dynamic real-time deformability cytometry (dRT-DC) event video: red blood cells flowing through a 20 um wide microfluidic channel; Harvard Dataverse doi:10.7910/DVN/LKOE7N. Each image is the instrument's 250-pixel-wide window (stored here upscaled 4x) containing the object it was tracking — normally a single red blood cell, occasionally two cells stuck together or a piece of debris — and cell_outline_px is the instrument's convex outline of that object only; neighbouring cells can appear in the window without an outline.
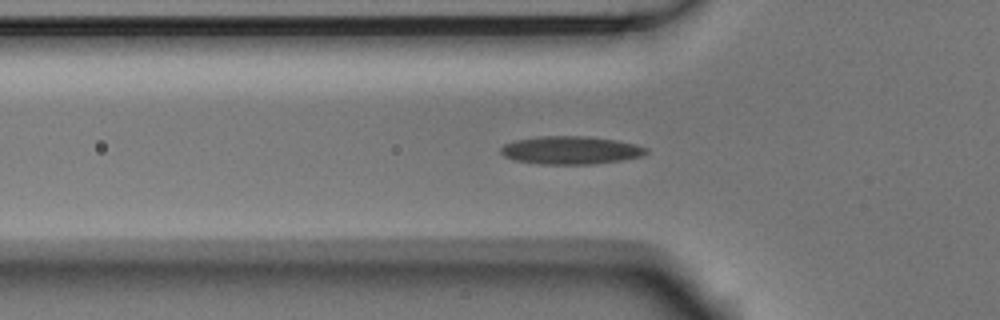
{"species": "Egyptian fruit bat (a non-hibernating species)", "species_latin": "Rousettus aegyptiacus", "temperature_condition": "room temperature", "stored_images_in_passage": 49, "camera_frame_rate_fps": 3000, "um_per_image_px": 0.085, "animal": {"sex": "male"}, "frame": {"image": 1, "passage_image": 12, "time_ms": 3.667, "image_size_px": [1000, 320], "cell_outline_px": [[648, 152], [640, 156], [620, 160], [592, 164], [540, 164], [516, 160], [504, 156], [500, 152], [500, 148], [504, 144], [516, 140], [540, 136], [588, 136], [616, 140], [636, 144], [648, 148]], "centroid_in_image_um": [48.5, 12.76], "position_along_channel_um": 77.3, "area_um2": 23.64}}
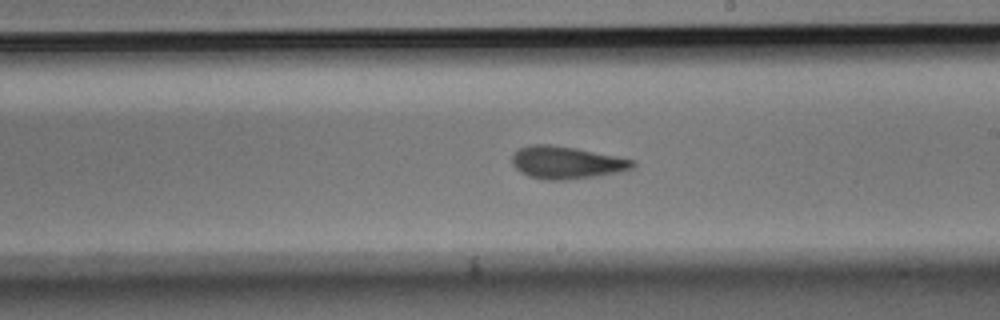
{"frame": {"image": 2, "passage_image": 25, "time_ms": 8.0, "image_size_px": [1000, 320], "cell_outline_px": [[636, 164], [632, 168], [620, 172], [596, 176], [564, 180], [544, 180], [528, 176], [520, 172], [512, 164], [512, 156], [520, 148], [532, 144], [548, 144], [576, 148], [636, 160]], "centroid_in_image_um": [48.16, 13.82], "position_along_channel_um": 240.8, "area_um2": 22.83}}
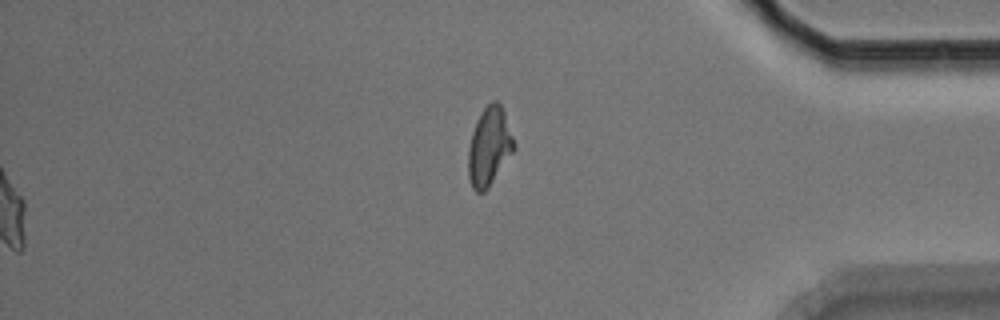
{"frame": {"image": 3, "passage_image": 49, "time_ms": 16.0, "image_size_px": [1000, 320], "cell_outline_px": [[516, 148], [488, 188], [484, 192], [476, 192], [472, 188], [468, 176], [468, 148], [472, 132], [476, 120], [484, 108], [492, 100], [496, 100], [500, 104], [504, 112], [516, 144]], "centroid_in_image_um": [41.58, 12.46], "position_along_channel_um": 393.6, "area_um2": 20.98}, "authors_computed_cell_mechanics": {"area_um2": 22.0796, "velocity_mm_per_s": 3.7493, "shape_relaxation_time_tau1_ms": 7.6019, "shape_relaxation_time_tau2_ms": 2.5144, "deformation_change_tau1": 0.1817, "deformation_change_tau2": 0.1013}}